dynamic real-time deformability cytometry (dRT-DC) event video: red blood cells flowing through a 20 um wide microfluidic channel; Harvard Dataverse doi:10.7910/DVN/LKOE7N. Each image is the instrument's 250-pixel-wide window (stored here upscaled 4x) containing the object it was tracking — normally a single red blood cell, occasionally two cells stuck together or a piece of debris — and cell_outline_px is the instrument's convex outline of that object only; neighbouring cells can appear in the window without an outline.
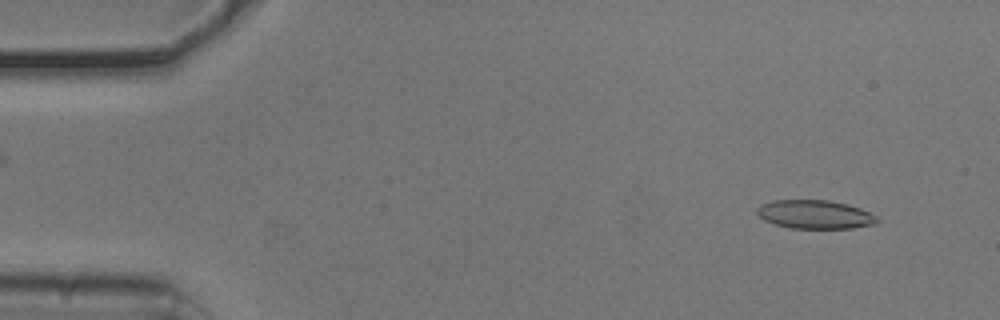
{"species": "common noctule bat (a hibernating species)", "species_latin": "Nyctalus noctula", "temperature_condition": "cold", "stored_images_in_passage": 53, "camera_frame_rate_fps": 3000, "um_per_image_px": 0.085, "animal": {"sex": "male", "body_mass_g": 20.5, "forearm_length_mm": 52.5}, "frame": {"image": 1, "passage_image": 4, "time_ms": 1.0, "image_size_px": [1000, 320], "cell_outline_px": [[880, 220], [876, 224], [852, 228], [792, 228], [776, 224], [764, 220], [756, 212], [756, 208], [760, 204], [772, 200], [828, 200], [848, 204], [860, 208], [876, 216]], "centroid_in_image_um": [69.27, 18.22], "position_along_channel_um": 15.7, "area_um2": 20.06}}
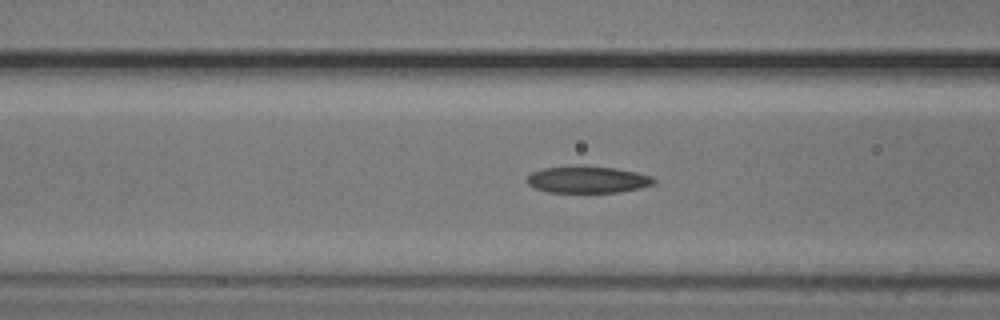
{"frame": {"image": 2, "passage_image": 20, "time_ms": 6.333, "image_size_px": [1000, 320], "cell_outline_px": [[656, 184], [640, 188], [620, 192], [548, 192], [532, 188], [528, 184], [528, 176], [532, 172], [544, 168], [580, 164], [584, 164], [616, 168], [636, 172], [652, 176], [656, 180]], "centroid_in_image_um": [49.96, 15.24], "position_along_channel_um": 116.6, "area_um2": 20.29}}
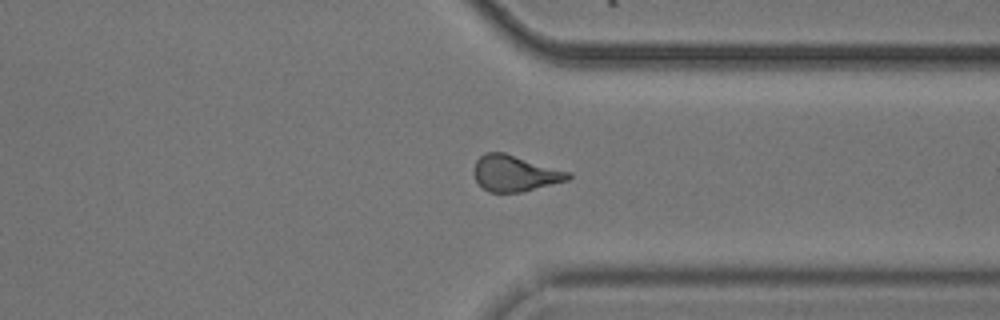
{"frame": {"image": 3, "passage_image": 40, "time_ms": 13.0, "image_size_px": [1000, 320], "cell_outline_px": [[572, 176], [568, 180], [520, 192], [488, 192], [476, 180], [476, 160], [484, 152], [504, 152], [572, 172]], "centroid_in_image_um": [43.81, 14.72], "position_along_channel_um": 367.6, "area_um2": 19.59}, "authors_computed_cell_mechanics": {"area_um2": 19.8832, "velocity_mm_per_s": 3.7735, "shape_relaxation_time_tau1_ms": 5.7471, "shape_relaxation_time_tau2_ms": 2.1464, "deformation_change_tau1": 0.1711, "deformation_change_tau2": 0.0993}}